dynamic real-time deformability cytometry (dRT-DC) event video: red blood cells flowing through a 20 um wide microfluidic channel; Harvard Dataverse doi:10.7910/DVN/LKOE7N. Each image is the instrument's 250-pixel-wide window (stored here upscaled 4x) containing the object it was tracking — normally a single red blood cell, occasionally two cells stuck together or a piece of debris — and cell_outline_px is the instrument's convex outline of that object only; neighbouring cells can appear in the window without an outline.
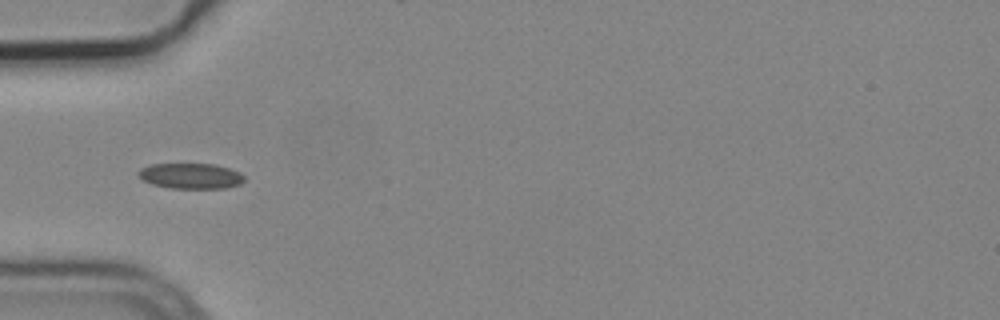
{"species": "common noctule bat (a hibernating species)", "species_latin": "Nyctalus noctula", "temperature_condition": "cold", "stored_images_in_passage": 5, "camera_frame_rate_fps": 3000, "um_per_image_px": 0.085, "animal": {"sex": "male", "body_mass_g": 19.2, "forearm_length_mm": 51.8}, "frame": {"image": 1, "passage_image": 3, "time_ms": 0.667, "image_size_px": [1000, 320], "cell_outline_px": [[244, 180], [240, 184], [224, 188], [168, 188], [152, 184], [144, 180], [136, 172], [140, 168], [152, 164], [212, 164], [228, 168], [240, 172], [244, 176]], "centroid_in_image_um": [16.2, 14.95], "position_along_channel_um": 68.8, "area_um2": 15.66}}
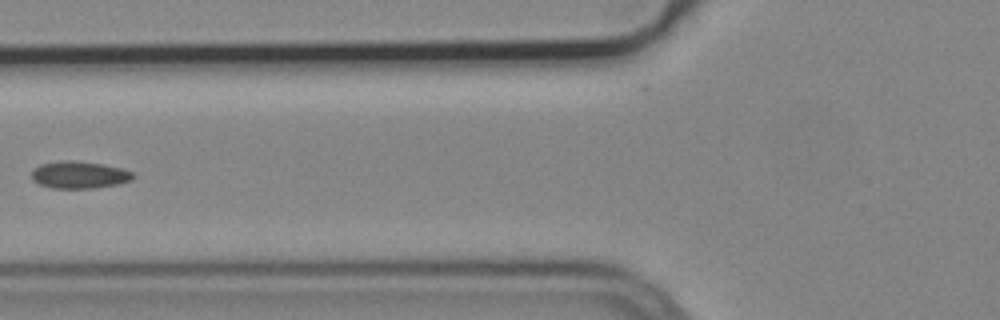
{"frame": {"image": 2, "passage_image": 4, "time_ms": 1.0, "image_size_px": [1000, 320], "cell_outline_px": [[136, 176], [132, 180], [116, 184], [92, 188], [52, 188], [40, 184], [32, 180], [32, 172], [40, 164], [68, 160], [104, 164], [120, 168], [132, 172]], "centroid_in_image_um": [6.75, 14.86], "position_along_channel_um": 119.0, "area_um2": 15.84}}
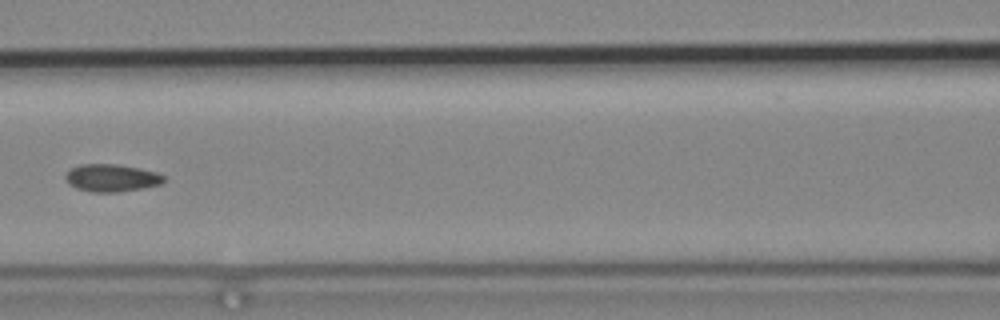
{"frame": {"image": 3, "passage_image": 5, "time_ms": 1.333, "image_size_px": [1000, 320], "cell_outline_px": [[164, 180], [160, 184], [140, 188], [116, 192], [92, 192], [76, 188], [64, 176], [72, 168], [80, 164], [116, 164], [140, 168], [156, 172], [164, 176]], "centroid_in_image_um": [9.49, 15.11], "position_along_channel_um": 157.1, "area_um2": 15.43}}